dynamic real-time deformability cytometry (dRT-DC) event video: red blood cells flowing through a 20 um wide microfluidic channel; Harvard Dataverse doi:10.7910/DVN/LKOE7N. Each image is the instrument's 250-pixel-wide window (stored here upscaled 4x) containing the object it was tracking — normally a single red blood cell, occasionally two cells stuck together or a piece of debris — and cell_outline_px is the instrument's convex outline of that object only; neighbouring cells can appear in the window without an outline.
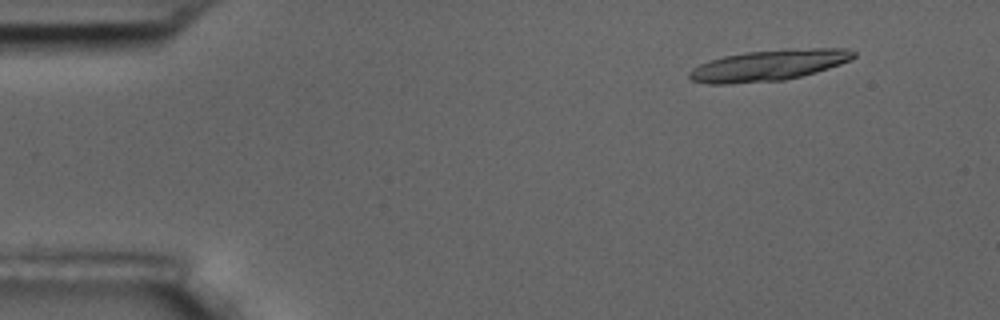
{"species": "common noctule bat (a hibernating species)", "species_latin": "Nyctalus noctula", "temperature_condition": "room temperature", "stored_images_in_passage": 4, "camera_frame_rate_fps": 3000, "um_per_image_px": 0.085, "animal": {"sex": "male", "body_mass_g": 17.5, "forearm_length_mm": 52.3}, "frame": {"image": 1, "passage_image": 1, "time_ms": 0.0, "image_size_px": [1000, 320], "cell_outline_px": [[856, 56], [852, 60], [816, 72], [784, 80], [728, 84], [708, 84], [692, 80], [688, 76], [688, 72], [692, 68], [708, 60], [724, 56], [744, 52], [784, 48], [848, 48], [856, 52]], "centroid_in_image_um": [65.35, 5.53], "position_along_channel_um": 19.7, "area_um2": 30.0}}